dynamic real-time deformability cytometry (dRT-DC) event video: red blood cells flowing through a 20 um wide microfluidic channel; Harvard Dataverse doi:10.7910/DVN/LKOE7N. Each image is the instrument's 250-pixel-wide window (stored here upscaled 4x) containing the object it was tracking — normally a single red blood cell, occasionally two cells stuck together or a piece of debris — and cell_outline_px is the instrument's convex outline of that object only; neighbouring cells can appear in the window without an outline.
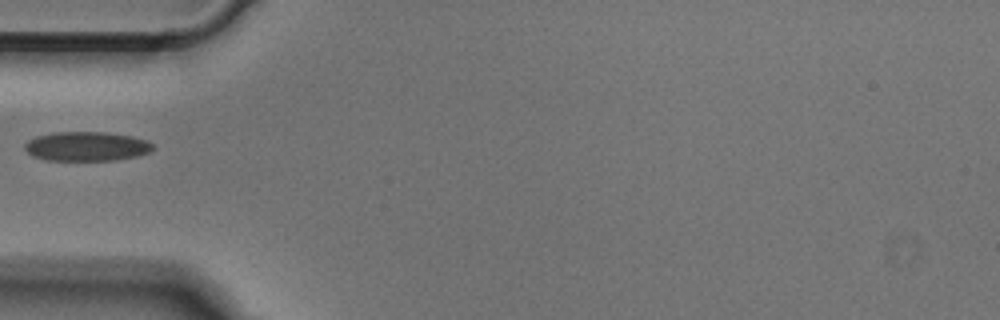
{"species": "Egyptian fruit bat (a non-hibernating species)", "species_latin": "Rousettus aegyptiacus", "temperature_condition": "cold", "stored_images_in_passage": 35, "camera_frame_rate_fps": 3000, "um_per_image_px": 0.085, "animal": {"sex": "male"}, "frame": {"image": 1, "passage_image": 1, "time_ms": 0.0, "image_size_px": [1000, 320], "cell_outline_px": [[156, 148], [148, 152], [136, 156], [116, 160], [44, 160], [32, 156], [24, 148], [24, 144], [28, 140], [36, 136], [56, 132], [104, 132], [132, 136], [144, 140], [152, 144]], "centroid_in_image_um": [7.33, 12.44], "position_along_channel_um": 77.7, "area_um2": 21.85}}
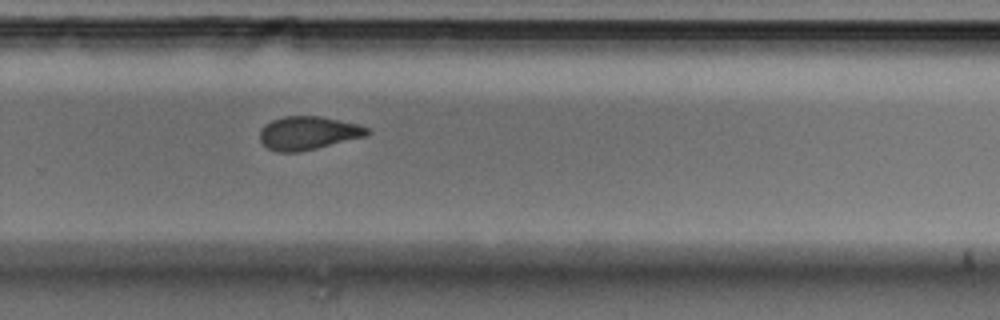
{"frame": {"image": 2, "passage_image": 18, "time_ms": 5.667, "image_size_px": [1000, 320], "cell_outline_px": [[372, 132], [368, 136], [300, 152], [276, 152], [268, 148], [260, 140], [260, 128], [264, 124], [272, 120], [284, 116], [320, 116], [356, 124], [368, 128]], "centroid_in_image_um": [26.19, 11.31], "position_along_channel_um": 303.6, "area_um2": 20.98}}
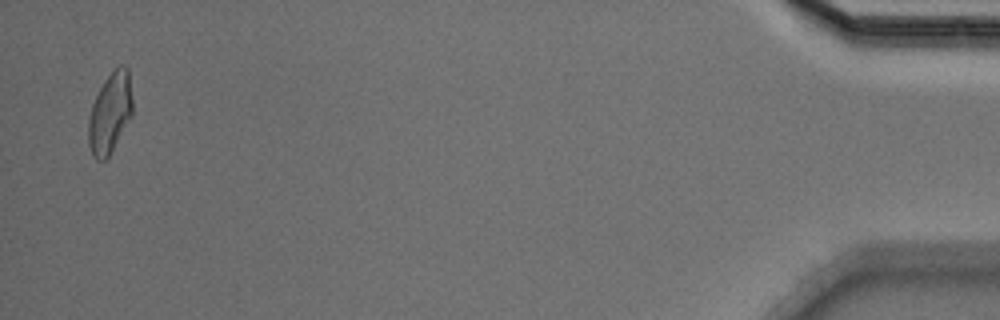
{"frame": {"image": 3, "passage_image": 34, "time_ms": 11.0, "image_size_px": [1000, 320], "cell_outline_px": [[132, 116], [108, 156], [104, 160], [96, 160], [92, 156], [88, 144], [88, 120], [92, 104], [104, 80], [120, 64], [124, 64], [128, 68], [132, 100]], "centroid_in_image_um": [9.34, 9.6], "position_along_channel_um": 425.9, "area_um2": 20.58}}